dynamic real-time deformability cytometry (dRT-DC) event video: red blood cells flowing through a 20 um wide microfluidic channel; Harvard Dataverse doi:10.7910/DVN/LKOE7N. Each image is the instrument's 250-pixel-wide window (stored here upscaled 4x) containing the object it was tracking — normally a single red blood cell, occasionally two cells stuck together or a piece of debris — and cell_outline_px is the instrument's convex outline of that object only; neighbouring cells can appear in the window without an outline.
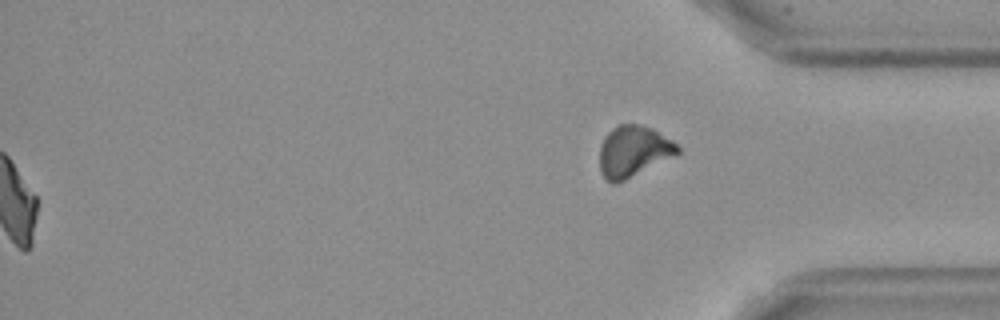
{"species": "Egyptian fruit bat (a non-hibernating species)", "species_latin": "Rousettus aegyptiacus", "temperature_condition": "cold", "stored_images_in_passage": 58, "segment_of_instrument_passage": [2, 2], "camera_frame_rate_fps": 3000, "um_per_image_px": 0.085, "frame": {"image": 1, "passage_image": 58, "time_ms": 19.0, "image_size_px": [1000, 320], "cell_outline_px": [[680, 152], [676, 156], [616, 184], [612, 184], [600, 172], [600, 144], [604, 136], [612, 128], [620, 124], [636, 124], [652, 128], [672, 140], [680, 148]], "centroid_in_image_um": [53.84, 12.87], "position_along_channel_um": 381.4, "area_um2": 23.35}}